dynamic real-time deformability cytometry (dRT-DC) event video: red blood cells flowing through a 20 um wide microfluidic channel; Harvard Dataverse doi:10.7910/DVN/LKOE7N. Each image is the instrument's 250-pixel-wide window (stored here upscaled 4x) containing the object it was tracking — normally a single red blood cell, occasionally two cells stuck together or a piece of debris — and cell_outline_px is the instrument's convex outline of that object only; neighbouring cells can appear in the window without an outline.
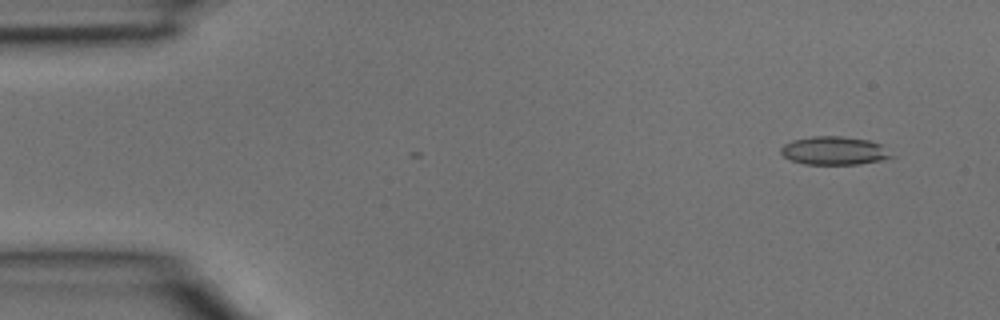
{"species": "common noctule bat (a hibernating species)", "species_latin": "Nyctalus noctula", "temperature_condition": "room temperature", "stored_images_in_passage": 4, "camera_frame_rate_fps": 3000, "um_per_image_px": 0.085, "animal": {"sex": "male", "body_mass_g": 15.6}, "frame": {"image": 1, "passage_image": 1, "time_ms": 0.0, "image_size_px": [1000, 320], "cell_outline_px": [[892, 156], [880, 160], [860, 164], [804, 164], [792, 160], [784, 156], [780, 152], [780, 148], [784, 144], [792, 140], [812, 136], [840, 136], [868, 140], [880, 144]], "centroid_in_image_um": [70.84, 12.8], "position_along_channel_um": 14.2, "area_um2": 17.98}}
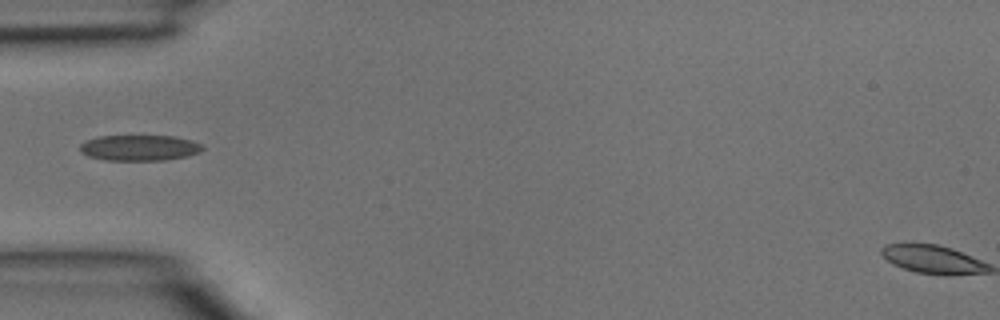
{"frame": {"image": 2, "passage_image": 4, "time_ms": 1.0, "image_size_px": [1000, 320], "cell_outline_px": [[204, 148], [200, 152], [188, 156], [164, 160], [104, 160], [88, 156], [80, 152], [80, 144], [84, 140], [100, 136], [172, 136], [192, 140], [200, 144]], "centroid_in_image_um": [11.83, 12.56], "position_along_channel_um": 73.2, "area_um2": 18.44}}